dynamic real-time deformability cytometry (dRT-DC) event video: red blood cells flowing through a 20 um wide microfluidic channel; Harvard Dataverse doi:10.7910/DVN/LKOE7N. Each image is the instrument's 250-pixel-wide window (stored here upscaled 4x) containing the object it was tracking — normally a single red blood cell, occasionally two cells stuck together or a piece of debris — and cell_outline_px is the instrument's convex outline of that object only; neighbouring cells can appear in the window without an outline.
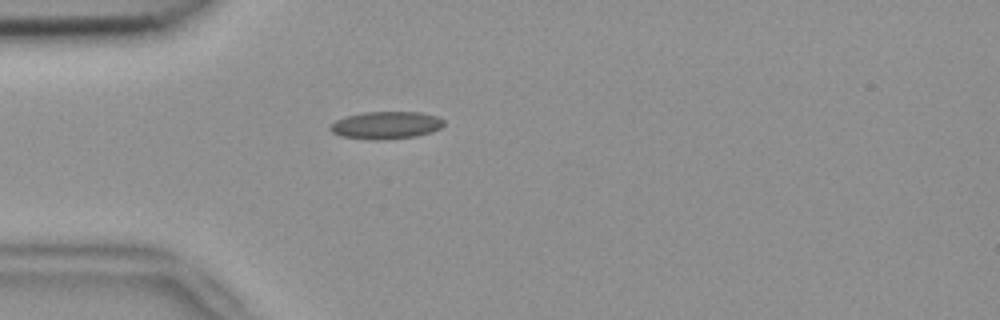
{"species": "common noctule bat (a hibernating species)", "species_latin": "Nyctalus noctula", "temperature_condition": "room temperature", "stored_images_in_passage": 40, "camera_frame_rate_fps": 3000, "um_per_image_px": 0.085, "animal": {"sex": "female", "body_mass_g": 18.4}, "frame": {"image": 1, "passage_image": 2, "time_ms": 0.333, "image_size_px": [1000, 320], "cell_outline_px": [[444, 124], [440, 128], [432, 132], [416, 136], [384, 140], [372, 140], [340, 136], [332, 132], [328, 128], [336, 120], [348, 116], [364, 112], [420, 112], [436, 116], [444, 120]], "centroid_in_image_um": [32.82, 10.65], "position_along_channel_um": 52.2, "area_um2": 18.21}}
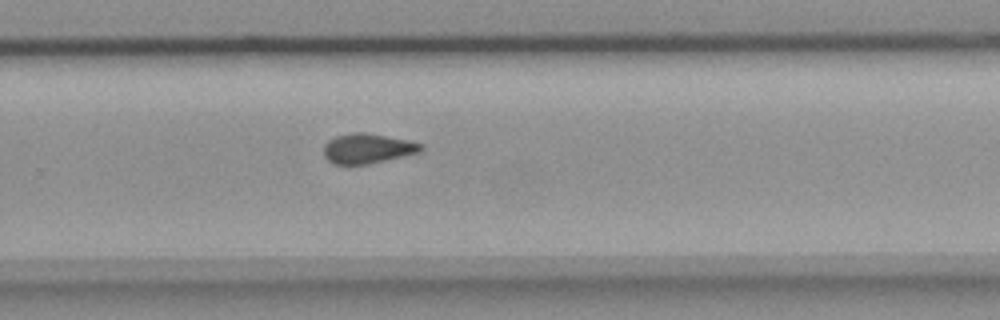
{"frame": {"image": 2, "passage_image": 22, "time_ms": 7.0, "image_size_px": [1000, 320], "cell_outline_px": [[424, 148], [420, 152], [368, 164], [332, 164], [324, 156], [324, 144], [328, 140], [336, 136], [352, 132], [368, 132], [408, 140], [424, 144]], "centroid_in_image_um": [31.24, 12.61], "position_along_channel_um": 298.6, "area_um2": 17.05}}
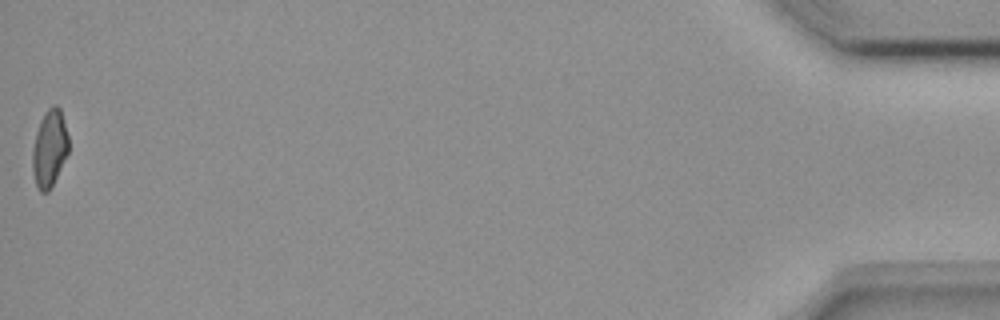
{"frame": {"image": 3, "passage_image": 40, "time_ms": 13.0, "image_size_px": [1000, 320], "cell_outline_px": [[68, 152], [48, 192], [40, 192], [36, 184], [32, 168], [32, 148], [36, 132], [40, 120], [44, 112], [52, 104], [56, 104], [60, 108], [68, 136]], "centroid_in_image_um": [4.19, 12.57], "position_along_channel_um": 431.0, "area_um2": 16.07}, "authors_computed_cell_mechanics": {"area_um2": 17.051, "velocity_mm_per_s": 3.8305, "shape_relaxation_time_tau1_ms": null, "shape_relaxation_time_tau2_ms": 3.1072, "deformation_change_tau1": null, "deformation_change_tau2": 0.0783}}